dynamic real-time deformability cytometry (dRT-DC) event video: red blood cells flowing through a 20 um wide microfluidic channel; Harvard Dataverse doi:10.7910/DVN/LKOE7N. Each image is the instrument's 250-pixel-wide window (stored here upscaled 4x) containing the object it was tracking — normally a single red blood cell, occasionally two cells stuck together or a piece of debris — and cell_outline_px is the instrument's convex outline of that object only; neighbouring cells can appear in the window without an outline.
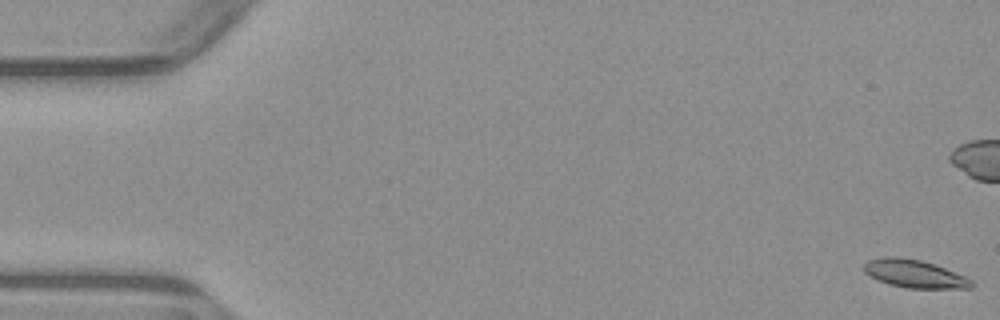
{"species": "common noctule bat (a hibernating species)", "species_latin": "Nyctalus noctula", "temperature_condition": "warm", "stored_images_in_passage": 5, "camera_frame_rate_fps": 3000, "um_per_image_px": 0.085, "animal": {"sex": "male", "body_mass_g": 23.1, "forearm_length_mm": 52.7}, "frame": {"image": 1, "passage_image": 1, "time_ms": 0.0, "image_size_px": [1000, 320], "cell_outline_px": [[976, 284], [972, 288], [908, 288], [888, 284], [864, 272], [864, 264], [868, 260], [884, 256], [892, 256], [920, 260], [944, 268], [964, 276], [972, 280]], "centroid_in_image_um": [77.74, 23.27], "position_along_channel_um": 7.3, "area_um2": 17.28}}